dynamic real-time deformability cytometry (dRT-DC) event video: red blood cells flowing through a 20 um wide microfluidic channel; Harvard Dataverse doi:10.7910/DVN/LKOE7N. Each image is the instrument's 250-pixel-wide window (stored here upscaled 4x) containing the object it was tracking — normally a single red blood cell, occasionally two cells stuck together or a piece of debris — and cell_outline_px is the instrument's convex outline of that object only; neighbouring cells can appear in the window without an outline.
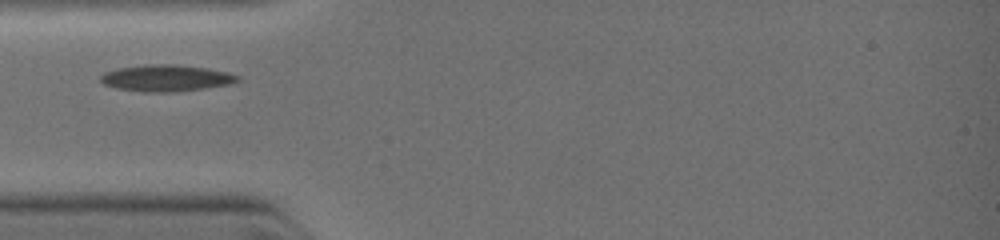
{"species": "common noctule bat (a hibernating species)", "species_latin": "Nyctalus noctula", "temperature_condition": "warm", "stored_images_in_passage": 25, "camera_frame_rate_fps": 3000, "um_per_image_px": 0.085, "animal": {"sex": "female", "body_mass_g": 19.0, "forearm_length_mm": 51.5}, "frame": {"image": 1, "passage_image": 1, "time_ms": 0.0, "image_size_px": [1000, 240], "cell_outline_px": [[240, 80], [228, 84], [204, 88], [168, 92], [148, 92], [116, 88], [104, 84], [100, 80], [100, 76], [104, 72], [120, 68], [152, 64], [176, 64], [208, 68], [228, 72], [240, 76]], "centroid_in_image_um": [14.14, 6.63], "position_along_channel_um": 70.9, "area_um2": 20.98}}